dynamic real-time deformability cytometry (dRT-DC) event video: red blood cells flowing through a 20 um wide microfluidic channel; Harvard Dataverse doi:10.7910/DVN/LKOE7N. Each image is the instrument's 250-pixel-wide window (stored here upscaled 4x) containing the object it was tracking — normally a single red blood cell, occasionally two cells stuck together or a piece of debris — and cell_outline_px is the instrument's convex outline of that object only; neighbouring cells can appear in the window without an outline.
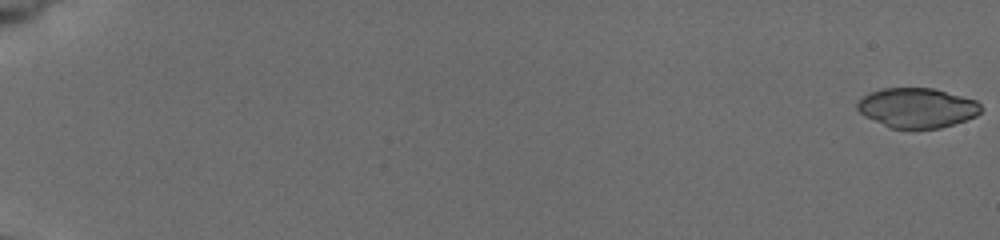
{"species": "common noctule bat (a hibernating species)", "species_latin": "Nyctalus noctula", "temperature_condition": "cold", "stored_images_in_passage": 10, "camera_frame_rate_fps": 3000, "um_per_image_px": 0.085, "animal": {"sex": "female", "body_mass_g": 19.5, "forearm_length_mm": 54.1}, "frame": {"image": 1, "passage_image": 1, "time_ms": 0.0, "image_size_px": [1000, 240], "cell_outline_px": [[984, 108], [976, 116], [940, 128], [888, 128], [864, 116], [856, 108], [856, 104], [864, 96], [872, 92], [884, 88], [932, 88], [976, 100]], "centroid_in_image_um": [77.94, 9.17], "position_along_channel_um": 7.1, "area_um2": 28.5}}
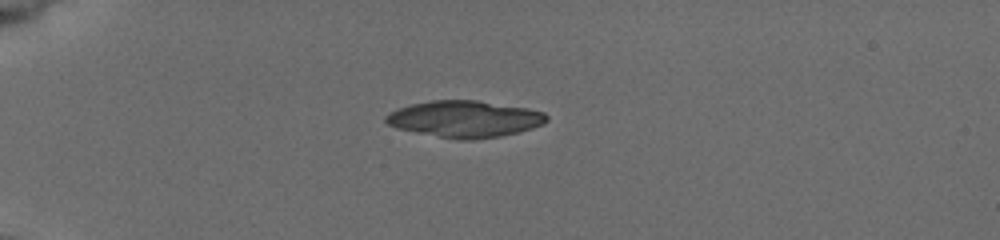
{"frame": {"image": 2, "passage_image": 7, "time_ms": 5.333, "image_size_px": [1000, 240], "cell_outline_px": [[548, 120], [544, 124], [532, 128], [500, 136], [472, 140], [460, 140], [416, 132], [396, 128], [388, 124], [384, 120], [384, 116], [388, 112], [412, 104], [432, 100], [476, 100], [528, 108], [544, 112], [548, 116]], "centroid_in_image_um": [39.5, 10.11], "position_along_channel_um": 45.5, "area_um2": 34.22}}